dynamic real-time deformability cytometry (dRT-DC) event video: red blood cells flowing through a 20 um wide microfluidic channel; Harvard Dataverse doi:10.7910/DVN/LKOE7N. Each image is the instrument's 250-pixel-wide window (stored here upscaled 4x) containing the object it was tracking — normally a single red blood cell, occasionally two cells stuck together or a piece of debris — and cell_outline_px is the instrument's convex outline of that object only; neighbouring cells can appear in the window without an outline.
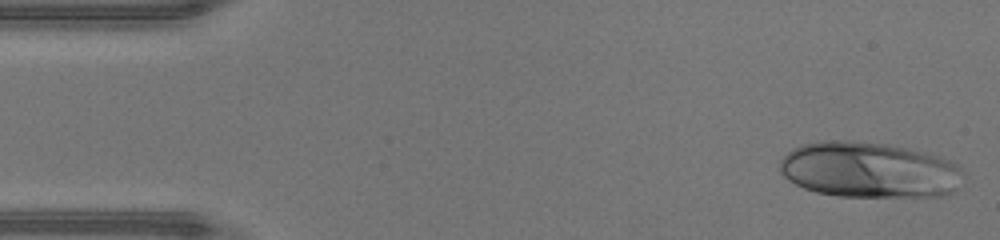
{"species": "human", "species_latin": "Homo sapiens", "temperature_condition": "warm", "stored_images_in_passage": 44, "camera_frame_rate_fps": 3000, "um_per_image_px": 0.085, "donor": {"sex": "male"}, "frame": {"image": 1, "passage_image": 1, "time_ms": 0.0, "image_size_px": [1000, 240], "cell_outline_px": [[964, 172], [956, 188], [952, 192], [940, 196], [840, 196], [816, 192], [804, 188], [788, 180], [780, 172], [780, 160], [792, 148], [800, 144], [828, 140], [844, 140], [888, 144], [908, 148], [940, 156], [960, 164]], "centroid_in_image_um": [73.88, 14.43], "position_along_channel_um": 11.1, "area_um2": 59.82}}
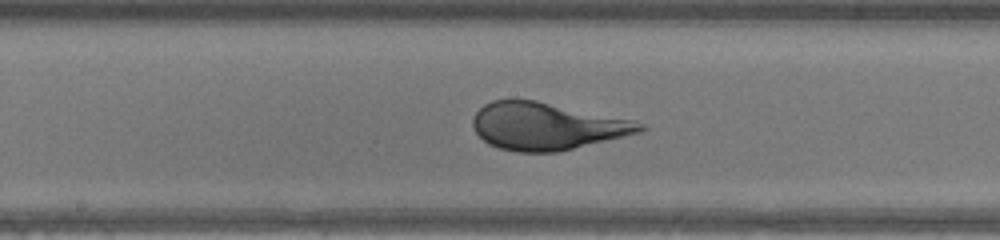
{"frame": {"image": 2, "passage_image": 22, "time_ms": 7.0, "image_size_px": [1000, 240], "cell_outline_px": [[648, 128], [640, 132], [556, 152], [516, 152], [500, 148], [488, 144], [476, 132], [472, 124], [472, 120], [476, 112], [484, 104], [492, 100], [536, 100], [632, 120], [644, 124]], "centroid_in_image_um": [46.43, 10.72], "position_along_channel_um": 201.8, "area_um2": 45.49}}
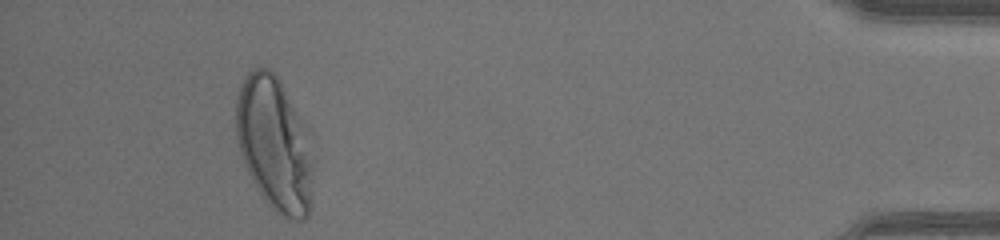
{"frame": {"image": 3, "passage_image": 41, "time_ms": 13.333, "image_size_px": [1000, 240], "cell_outline_px": [[316, 160], [312, 208], [308, 216], [304, 220], [292, 220], [284, 216], [268, 204], [256, 188], [248, 172], [240, 152], [236, 136], [236, 100], [240, 84], [248, 72], [252, 68], [268, 68], [280, 80], [304, 128]], "centroid_in_image_um": [23.37, 12.31], "position_along_channel_um": 411.8, "area_um2": 60.63}}